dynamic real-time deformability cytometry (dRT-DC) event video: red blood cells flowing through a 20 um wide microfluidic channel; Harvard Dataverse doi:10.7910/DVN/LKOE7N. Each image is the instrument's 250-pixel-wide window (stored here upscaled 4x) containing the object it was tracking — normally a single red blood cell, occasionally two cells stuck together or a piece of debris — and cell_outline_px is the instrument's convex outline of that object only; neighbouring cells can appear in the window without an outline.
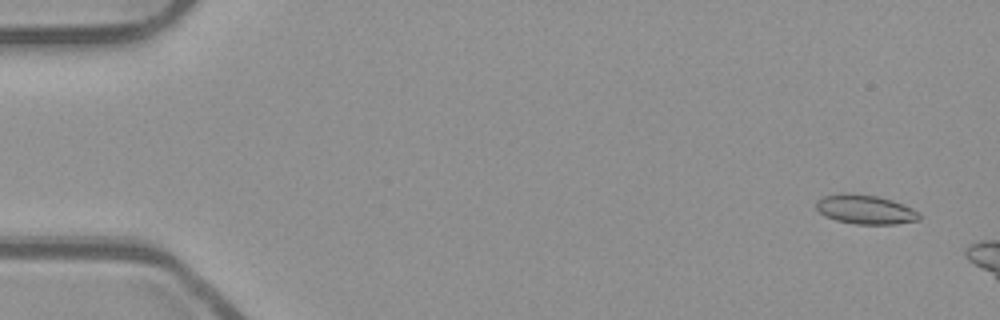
{"species": "common noctule bat (a hibernating species)", "species_latin": "Nyctalus noctula", "temperature_condition": "room temperature", "stored_images_in_passage": 12, "camera_frame_rate_fps": 3000, "um_per_image_px": 0.085, "animal": {"sex": "male", "body_mass_g": 23.1, "forearm_length_mm": 52.7}, "frame": {"image": 1, "passage_image": 3, "time_ms": 0.667, "image_size_px": [1000, 320], "cell_outline_px": [[920, 220], [896, 224], [856, 224], [836, 220], [824, 216], [816, 208], [816, 200], [824, 196], [876, 196], [892, 200], [912, 208], [920, 212]], "centroid_in_image_um": [73.61, 17.86], "position_along_channel_um": 11.4, "area_um2": 16.88}}